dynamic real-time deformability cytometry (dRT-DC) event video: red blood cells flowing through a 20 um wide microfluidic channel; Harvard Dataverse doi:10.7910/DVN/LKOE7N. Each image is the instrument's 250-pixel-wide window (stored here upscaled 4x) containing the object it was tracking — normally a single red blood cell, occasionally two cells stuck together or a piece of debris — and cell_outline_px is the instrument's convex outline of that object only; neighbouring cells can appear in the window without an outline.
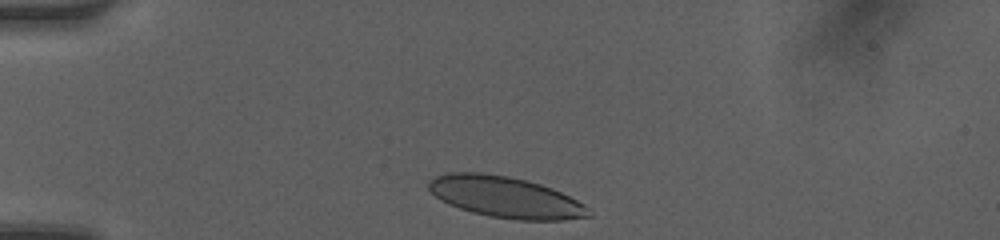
{"species": "human", "species_latin": "Homo sapiens", "temperature_condition": "room temperature", "stored_images_in_passage": 31, "camera_frame_rate_fps": 3000, "um_per_image_px": 0.085, "donor": {"sex": "female"}, "frame": {"image": 1, "passage_image": 1, "time_ms": 0.0, "image_size_px": [1000, 240], "cell_outline_px": [[592, 216], [564, 220], [516, 220], [488, 216], [472, 212], [448, 204], [440, 200], [428, 188], [428, 180], [436, 176], [448, 172], [480, 172], [508, 176], [540, 184], [552, 188], [584, 204], [592, 212]], "centroid_in_image_um": [42.95, 16.76], "position_along_channel_um": 42.0, "area_um2": 38.38}}
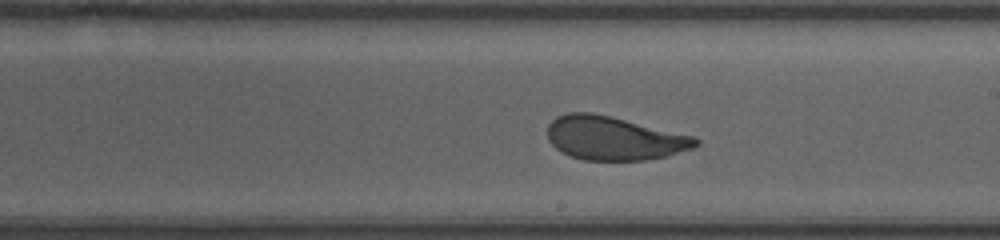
{"frame": {"image": 2, "passage_image": 18, "time_ms": 5.667, "image_size_px": [1000, 240], "cell_outline_px": [[700, 144], [692, 148], [664, 156], [644, 160], [584, 160], [568, 156], [560, 152], [548, 140], [548, 124], [556, 116], [568, 112], [592, 112], [612, 116], [696, 136], [700, 140]], "centroid_in_image_um": [52.18, 11.73], "position_along_channel_um": 236.8, "area_um2": 38.03}}
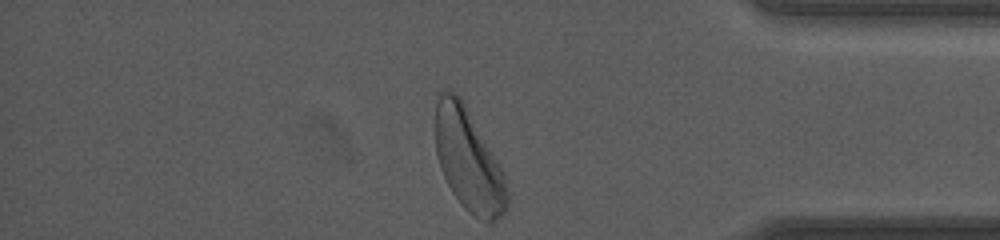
{"frame": {"image": 3, "passage_image": 31, "time_ms": 10.0, "image_size_px": [1000, 240], "cell_outline_px": [[508, 208], [492, 224], [488, 224], [472, 216], [460, 204], [452, 192], [440, 168], [436, 156], [436, 92], [452, 92], [460, 96], [504, 172], [508, 192]], "centroid_in_image_um": [39.83, 13.67], "position_along_channel_um": 395.4, "area_um2": 42.89}, "authors_computed_cell_mechanics": {"area_um2": 38.3792, "velocity_mm_per_s": 4.1384, "shape_relaxation_time_tau1_ms": 2.5904, "shape_relaxation_time_tau2_ms": null, "deformation_change_tau1": 0.1288, "deformation_change_tau2": null}}